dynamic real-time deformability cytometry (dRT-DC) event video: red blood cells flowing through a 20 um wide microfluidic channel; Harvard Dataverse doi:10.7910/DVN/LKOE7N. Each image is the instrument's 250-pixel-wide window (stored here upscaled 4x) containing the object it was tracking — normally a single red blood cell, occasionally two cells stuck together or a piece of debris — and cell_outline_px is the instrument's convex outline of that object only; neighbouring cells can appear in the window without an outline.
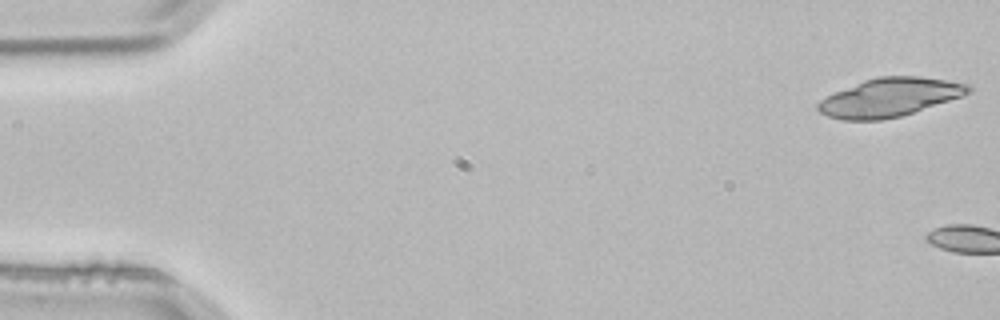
{"species": "common noctule bat (a hibernating species)", "species_latin": "Nyctalus noctula", "temperature_condition": "room temperature", "stored_images_in_passage": 4, "camera_frame_rate_fps": 3000, "um_per_image_px": 0.085, "animal": {"sex": "male", "body_mass_g": 21.5, "forearm_length_mm": 52.0}, "frame": {"image": 1, "passage_image": 1, "time_ms": 0.0, "image_size_px": [1000, 320], "cell_outline_px": [[972, 92], [900, 116], [880, 120], [840, 120], [828, 116], [820, 112], [816, 108], [816, 104], [820, 100], [836, 92], [864, 80], [880, 76], [920, 76], [968, 84], [972, 88]], "centroid_in_image_um": [75.58, 8.28], "position_along_channel_um": 9.4, "area_um2": 33.18}}